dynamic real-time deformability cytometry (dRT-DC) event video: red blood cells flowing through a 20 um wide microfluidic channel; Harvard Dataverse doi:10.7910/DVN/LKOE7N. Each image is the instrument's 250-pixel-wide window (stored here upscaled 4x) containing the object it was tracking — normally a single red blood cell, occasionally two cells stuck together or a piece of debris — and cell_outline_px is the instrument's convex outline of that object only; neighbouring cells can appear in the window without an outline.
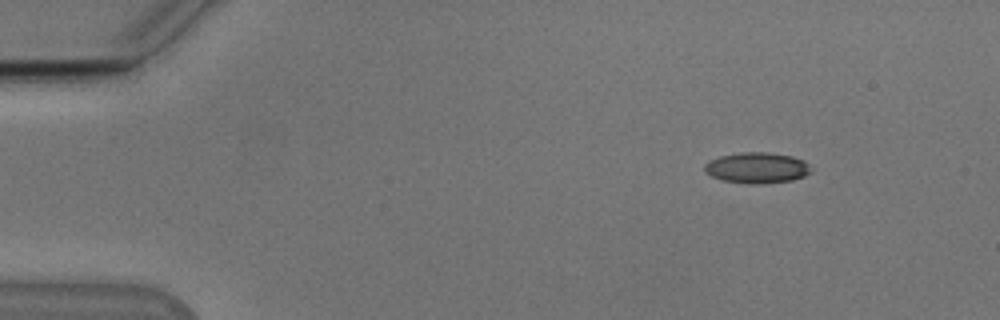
{"species": "Egyptian fruit bat (a non-hibernating species)", "species_latin": "Rousettus aegyptiacus", "temperature_condition": "cold", "stored_images_in_passage": 48, "camera_frame_rate_fps": 3000, "um_per_image_px": 0.085, "animal": {"sex": "male"}, "frame": {"image": 1, "passage_image": 1, "time_ms": 0.0, "image_size_px": [1000, 320], "cell_outline_px": [[812, 172], [804, 176], [792, 180], [756, 184], [752, 184], [724, 180], [712, 176], [704, 172], [704, 164], [708, 160], [720, 156], [740, 152], [772, 152], [792, 156], [804, 160], [812, 168]], "centroid_in_image_um": [64.35, 14.25], "position_along_channel_um": 20.7, "area_um2": 19.25}}
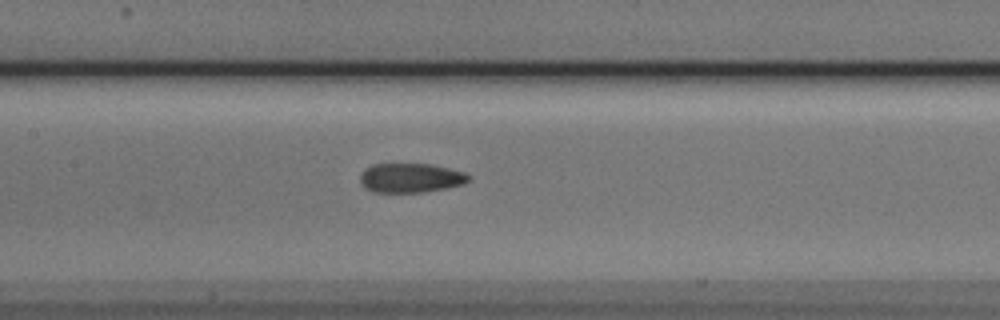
{"frame": {"image": 2, "passage_image": 20, "time_ms": 6.333, "image_size_px": [1000, 320], "cell_outline_px": [[472, 180], [464, 184], [424, 192], [376, 192], [364, 188], [360, 184], [360, 172], [364, 168], [372, 164], [428, 164], [448, 168], [464, 172], [472, 176]], "centroid_in_image_um": [34.89, 15.12], "position_along_channel_um": 172.5, "area_um2": 18.73}}
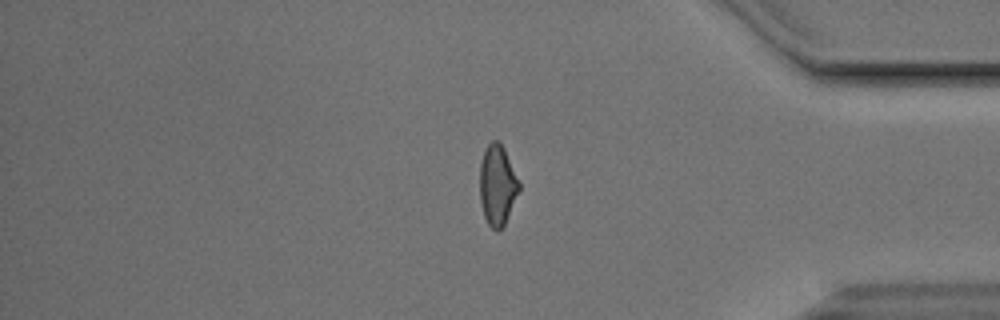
{"frame": {"image": 3, "passage_image": 39, "time_ms": 12.667, "image_size_px": [1000, 320], "cell_outline_px": [[520, 188], [504, 224], [496, 232], [488, 224], [484, 216], [480, 200], [480, 164], [484, 148], [492, 140], [500, 140], [504, 148], [520, 184]], "centroid_in_image_um": [42.26, 15.69], "position_along_channel_um": 392.9, "area_um2": 18.26}, "authors_computed_cell_mechanics": {"area_um2": 18.8428, "velocity_mm_per_s": 3.854, "shape_relaxation_time_tau1_ms": 7.2907, "shape_relaxation_time_tau2_ms": 1.9571, "deformation_change_tau1": 0.1686, "deformation_change_tau2": 0.0841}}